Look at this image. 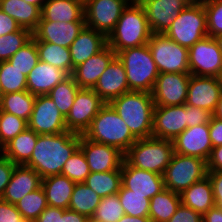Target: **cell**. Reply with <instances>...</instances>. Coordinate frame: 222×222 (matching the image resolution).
<instances>
[{"label":"cell","mask_w":222,"mask_h":222,"mask_svg":"<svg viewBox=\"0 0 222 222\" xmlns=\"http://www.w3.org/2000/svg\"><path fill=\"white\" fill-rule=\"evenodd\" d=\"M69 76L66 71L39 60L27 76V90L35 96L47 95Z\"/></svg>","instance_id":"obj_25"},{"label":"cell","mask_w":222,"mask_h":222,"mask_svg":"<svg viewBox=\"0 0 222 222\" xmlns=\"http://www.w3.org/2000/svg\"><path fill=\"white\" fill-rule=\"evenodd\" d=\"M79 142L80 135L70 131L38 135L31 158L24 165L36 170L42 179L59 175Z\"/></svg>","instance_id":"obj_1"},{"label":"cell","mask_w":222,"mask_h":222,"mask_svg":"<svg viewBox=\"0 0 222 222\" xmlns=\"http://www.w3.org/2000/svg\"><path fill=\"white\" fill-rule=\"evenodd\" d=\"M42 186V177L26 165H15L13 174L5 188L2 200L16 204L22 197Z\"/></svg>","instance_id":"obj_24"},{"label":"cell","mask_w":222,"mask_h":222,"mask_svg":"<svg viewBox=\"0 0 222 222\" xmlns=\"http://www.w3.org/2000/svg\"><path fill=\"white\" fill-rule=\"evenodd\" d=\"M41 17L50 22H85L84 7L77 0H46Z\"/></svg>","instance_id":"obj_27"},{"label":"cell","mask_w":222,"mask_h":222,"mask_svg":"<svg viewBox=\"0 0 222 222\" xmlns=\"http://www.w3.org/2000/svg\"><path fill=\"white\" fill-rule=\"evenodd\" d=\"M131 1L92 0L84 7L86 27L94 29L108 37L120 19L123 10Z\"/></svg>","instance_id":"obj_12"},{"label":"cell","mask_w":222,"mask_h":222,"mask_svg":"<svg viewBox=\"0 0 222 222\" xmlns=\"http://www.w3.org/2000/svg\"><path fill=\"white\" fill-rule=\"evenodd\" d=\"M106 103L93 89L80 88L66 117L67 130L84 135L92 120Z\"/></svg>","instance_id":"obj_11"},{"label":"cell","mask_w":222,"mask_h":222,"mask_svg":"<svg viewBox=\"0 0 222 222\" xmlns=\"http://www.w3.org/2000/svg\"><path fill=\"white\" fill-rule=\"evenodd\" d=\"M15 205L27 222H34L48 206L44 189L41 186L26 194Z\"/></svg>","instance_id":"obj_38"},{"label":"cell","mask_w":222,"mask_h":222,"mask_svg":"<svg viewBox=\"0 0 222 222\" xmlns=\"http://www.w3.org/2000/svg\"><path fill=\"white\" fill-rule=\"evenodd\" d=\"M180 204V194L164 188L150 199L149 218L152 222H167Z\"/></svg>","instance_id":"obj_32"},{"label":"cell","mask_w":222,"mask_h":222,"mask_svg":"<svg viewBox=\"0 0 222 222\" xmlns=\"http://www.w3.org/2000/svg\"><path fill=\"white\" fill-rule=\"evenodd\" d=\"M37 139L38 134L28 127L7 143L1 153L14 164L23 165L31 158Z\"/></svg>","instance_id":"obj_31"},{"label":"cell","mask_w":222,"mask_h":222,"mask_svg":"<svg viewBox=\"0 0 222 222\" xmlns=\"http://www.w3.org/2000/svg\"><path fill=\"white\" fill-rule=\"evenodd\" d=\"M216 40L218 41V44L220 46V49L222 51V34L216 37Z\"/></svg>","instance_id":"obj_63"},{"label":"cell","mask_w":222,"mask_h":222,"mask_svg":"<svg viewBox=\"0 0 222 222\" xmlns=\"http://www.w3.org/2000/svg\"><path fill=\"white\" fill-rule=\"evenodd\" d=\"M124 214L118 194H113L101 198L92 217L104 222H118Z\"/></svg>","instance_id":"obj_45"},{"label":"cell","mask_w":222,"mask_h":222,"mask_svg":"<svg viewBox=\"0 0 222 222\" xmlns=\"http://www.w3.org/2000/svg\"><path fill=\"white\" fill-rule=\"evenodd\" d=\"M186 128V104L155 106L152 137L173 141Z\"/></svg>","instance_id":"obj_17"},{"label":"cell","mask_w":222,"mask_h":222,"mask_svg":"<svg viewBox=\"0 0 222 222\" xmlns=\"http://www.w3.org/2000/svg\"><path fill=\"white\" fill-rule=\"evenodd\" d=\"M93 90L105 103L129 91L126 70L123 63L116 56L99 77Z\"/></svg>","instance_id":"obj_22"},{"label":"cell","mask_w":222,"mask_h":222,"mask_svg":"<svg viewBox=\"0 0 222 222\" xmlns=\"http://www.w3.org/2000/svg\"><path fill=\"white\" fill-rule=\"evenodd\" d=\"M207 161L195 156L174 153L163 173L165 189L182 193L207 176Z\"/></svg>","instance_id":"obj_8"},{"label":"cell","mask_w":222,"mask_h":222,"mask_svg":"<svg viewBox=\"0 0 222 222\" xmlns=\"http://www.w3.org/2000/svg\"><path fill=\"white\" fill-rule=\"evenodd\" d=\"M86 222H104V221L98 220L94 217H87Z\"/></svg>","instance_id":"obj_61"},{"label":"cell","mask_w":222,"mask_h":222,"mask_svg":"<svg viewBox=\"0 0 222 222\" xmlns=\"http://www.w3.org/2000/svg\"><path fill=\"white\" fill-rule=\"evenodd\" d=\"M101 198L117 194L121 188V169L107 172H91L85 182Z\"/></svg>","instance_id":"obj_35"},{"label":"cell","mask_w":222,"mask_h":222,"mask_svg":"<svg viewBox=\"0 0 222 222\" xmlns=\"http://www.w3.org/2000/svg\"><path fill=\"white\" fill-rule=\"evenodd\" d=\"M190 77V73H159L151 92L155 106L185 104Z\"/></svg>","instance_id":"obj_14"},{"label":"cell","mask_w":222,"mask_h":222,"mask_svg":"<svg viewBox=\"0 0 222 222\" xmlns=\"http://www.w3.org/2000/svg\"><path fill=\"white\" fill-rule=\"evenodd\" d=\"M86 220L87 217L85 215L70 209H65L60 217V222H86Z\"/></svg>","instance_id":"obj_56"},{"label":"cell","mask_w":222,"mask_h":222,"mask_svg":"<svg viewBox=\"0 0 222 222\" xmlns=\"http://www.w3.org/2000/svg\"><path fill=\"white\" fill-rule=\"evenodd\" d=\"M2 97H3V92H2V89H1V85H0V103H1Z\"/></svg>","instance_id":"obj_64"},{"label":"cell","mask_w":222,"mask_h":222,"mask_svg":"<svg viewBox=\"0 0 222 222\" xmlns=\"http://www.w3.org/2000/svg\"><path fill=\"white\" fill-rule=\"evenodd\" d=\"M190 74L222 78V51L216 38L206 36L188 49Z\"/></svg>","instance_id":"obj_10"},{"label":"cell","mask_w":222,"mask_h":222,"mask_svg":"<svg viewBox=\"0 0 222 222\" xmlns=\"http://www.w3.org/2000/svg\"><path fill=\"white\" fill-rule=\"evenodd\" d=\"M24 1H26L29 4L37 6L41 10L46 0H24Z\"/></svg>","instance_id":"obj_60"},{"label":"cell","mask_w":222,"mask_h":222,"mask_svg":"<svg viewBox=\"0 0 222 222\" xmlns=\"http://www.w3.org/2000/svg\"><path fill=\"white\" fill-rule=\"evenodd\" d=\"M174 153L208 161L212 152L209 123L186 128L174 140Z\"/></svg>","instance_id":"obj_19"},{"label":"cell","mask_w":222,"mask_h":222,"mask_svg":"<svg viewBox=\"0 0 222 222\" xmlns=\"http://www.w3.org/2000/svg\"><path fill=\"white\" fill-rule=\"evenodd\" d=\"M32 37V32L25 28L0 36V61H8Z\"/></svg>","instance_id":"obj_41"},{"label":"cell","mask_w":222,"mask_h":222,"mask_svg":"<svg viewBox=\"0 0 222 222\" xmlns=\"http://www.w3.org/2000/svg\"><path fill=\"white\" fill-rule=\"evenodd\" d=\"M84 136L91 141L114 146L123 153L137 141L128 126L108 103L100 109Z\"/></svg>","instance_id":"obj_4"},{"label":"cell","mask_w":222,"mask_h":222,"mask_svg":"<svg viewBox=\"0 0 222 222\" xmlns=\"http://www.w3.org/2000/svg\"><path fill=\"white\" fill-rule=\"evenodd\" d=\"M173 154V141L149 137L137 139L124 153V160L135 168L163 175Z\"/></svg>","instance_id":"obj_6"},{"label":"cell","mask_w":222,"mask_h":222,"mask_svg":"<svg viewBox=\"0 0 222 222\" xmlns=\"http://www.w3.org/2000/svg\"><path fill=\"white\" fill-rule=\"evenodd\" d=\"M151 35L143 7L137 0H132L107 37V45L117 54L124 49L147 44Z\"/></svg>","instance_id":"obj_3"},{"label":"cell","mask_w":222,"mask_h":222,"mask_svg":"<svg viewBox=\"0 0 222 222\" xmlns=\"http://www.w3.org/2000/svg\"><path fill=\"white\" fill-rule=\"evenodd\" d=\"M212 188L215 206L222 209V171H208Z\"/></svg>","instance_id":"obj_51"},{"label":"cell","mask_w":222,"mask_h":222,"mask_svg":"<svg viewBox=\"0 0 222 222\" xmlns=\"http://www.w3.org/2000/svg\"><path fill=\"white\" fill-rule=\"evenodd\" d=\"M79 148L82 150L91 172L121 169L124 153L118 148L91 141L84 135H80Z\"/></svg>","instance_id":"obj_16"},{"label":"cell","mask_w":222,"mask_h":222,"mask_svg":"<svg viewBox=\"0 0 222 222\" xmlns=\"http://www.w3.org/2000/svg\"><path fill=\"white\" fill-rule=\"evenodd\" d=\"M147 45L159 73H190L188 49L164 33H152Z\"/></svg>","instance_id":"obj_9"},{"label":"cell","mask_w":222,"mask_h":222,"mask_svg":"<svg viewBox=\"0 0 222 222\" xmlns=\"http://www.w3.org/2000/svg\"><path fill=\"white\" fill-rule=\"evenodd\" d=\"M13 67H16L25 76L36 66L39 56L36 48V40L32 39L20 48L9 60Z\"/></svg>","instance_id":"obj_43"},{"label":"cell","mask_w":222,"mask_h":222,"mask_svg":"<svg viewBox=\"0 0 222 222\" xmlns=\"http://www.w3.org/2000/svg\"><path fill=\"white\" fill-rule=\"evenodd\" d=\"M109 104L136 139L152 137L155 104L151 93L128 91Z\"/></svg>","instance_id":"obj_2"},{"label":"cell","mask_w":222,"mask_h":222,"mask_svg":"<svg viewBox=\"0 0 222 222\" xmlns=\"http://www.w3.org/2000/svg\"><path fill=\"white\" fill-rule=\"evenodd\" d=\"M208 171H222V145L213 147L207 161Z\"/></svg>","instance_id":"obj_55"},{"label":"cell","mask_w":222,"mask_h":222,"mask_svg":"<svg viewBox=\"0 0 222 222\" xmlns=\"http://www.w3.org/2000/svg\"><path fill=\"white\" fill-rule=\"evenodd\" d=\"M116 56L123 63L129 91L151 93L159 76L156 63L147 44L119 51Z\"/></svg>","instance_id":"obj_5"},{"label":"cell","mask_w":222,"mask_h":222,"mask_svg":"<svg viewBox=\"0 0 222 222\" xmlns=\"http://www.w3.org/2000/svg\"><path fill=\"white\" fill-rule=\"evenodd\" d=\"M0 222H27L16 205L0 199Z\"/></svg>","instance_id":"obj_49"},{"label":"cell","mask_w":222,"mask_h":222,"mask_svg":"<svg viewBox=\"0 0 222 222\" xmlns=\"http://www.w3.org/2000/svg\"><path fill=\"white\" fill-rule=\"evenodd\" d=\"M39 60L66 71L72 75V59L69 48L51 42L36 41Z\"/></svg>","instance_id":"obj_34"},{"label":"cell","mask_w":222,"mask_h":222,"mask_svg":"<svg viewBox=\"0 0 222 222\" xmlns=\"http://www.w3.org/2000/svg\"><path fill=\"white\" fill-rule=\"evenodd\" d=\"M65 209L47 206L34 222H60Z\"/></svg>","instance_id":"obj_54"},{"label":"cell","mask_w":222,"mask_h":222,"mask_svg":"<svg viewBox=\"0 0 222 222\" xmlns=\"http://www.w3.org/2000/svg\"><path fill=\"white\" fill-rule=\"evenodd\" d=\"M118 222H152L149 217H135L124 214Z\"/></svg>","instance_id":"obj_58"},{"label":"cell","mask_w":222,"mask_h":222,"mask_svg":"<svg viewBox=\"0 0 222 222\" xmlns=\"http://www.w3.org/2000/svg\"><path fill=\"white\" fill-rule=\"evenodd\" d=\"M152 33H165L179 13L194 0H137Z\"/></svg>","instance_id":"obj_15"},{"label":"cell","mask_w":222,"mask_h":222,"mask_svg":"<svg viewBox=\"0 0 222 222\" xmlns=\"http://www.w3.org/2000/svg\"><path fill=\"white\" fill-rule=\"evenodd\" d=\"M213 117L222 120V93L220 95L219 101L217 103V106L213 112Z\"/></svg>","instance_id":"obj_59"},{"label":"cell","mask_w":222,"mask_h":222,"mask_svg":"<svg viewBox=\"0 0 222 222\" xmlns=\"http://www.w3.org/2000/svg\"><path fill=\"white\" fill-rule=\"evenodd\" d=\"M100 201L101 197L85 183H76L68 209L92 217Z\"/></svg>","instance_id":"obj_36"},{"label":"cell","mask_w":222,"mask_h":222,"mask_svg":"<svg viewBox=\"0 0 222 222\" xmlns=\"http://www.w3.org/2000/svg\"><path fill=\"white\" fill-rule=\"evenodd\" d=\"M80 87L76 84L72 75L58 83L48 94L56 104L58 110L66 118L74 103L75 96Z\"/></svg>","instance_id":"obj_37"},{"label":"cell","mask_w":222,"mask_h":222,"mask_svg":"<svg viewBox=\"0 0 222 222\" xmlns=\"http://www.w3.org/2000/svg\"><path fill=\"white\" fill-rule=\"evenodd\" d=\"M26 128H28L26 120L0 110V153L7 143Z\"/></svg>","instance_id":"obj_44"},{"label":"cell","mask_w":222,"mask_h":222,"mask_svg":"<svg viewBox=\"0 0 222 222\" xmlns=\"http://www.w3.org/2000/svg\"><path fill=\"white\" fill-rule=\"evenodd\" d=\"M202 222H222V209L217 206L210 208L202 216Z\"/></svg>","instance_id":"obj_57"},{"label":"cell","mask_w":222,"mask_h":222,"mask_svg":"<svg viewBox=\"0 0 222 222\" xmlns=\"http://www.w3.org/2000/svg\"><path fill=\"white\" fill-rule=\"evenodd\" d=\"M121 184L124 188L132 190V193L144 195L148 199L165 188L163 175L135 168L125 160L121 166Z\"/></svg>","instance_id":"obj_20"},{"label":"cell","mask_w":222,"mask_h":222,"mask_svg":"<svg viewBox=\"0 0 222 222\" xmlns=\"http://www.w3.org/2000/svg\"><path fill=\"white\" fill-rule=\"evenodd\" d=\"M187 128L201 124H207L211 121L213 114L199 107L186 105Z\"/></svg>","instance_id":"obj_47"},{"label":"cell","mask_w":222,"mask_h":222,"mask_svg":"<svg viewBox=\"0 0 222 222\" xmlns=\"http://www.w3.org/2000/svg\"><path fill=\"white\" fill-rule=\"evenodd\" d=\"M106 46L107 37L105 35L85 26L69 47L72 73L75 67L102 51Z\"/></svg>","instance_id":"obj_26"},{"label":"cell","mask_w":222,"mask_h":222,"mask_svg":"<svg viewBox=\"0 0 222 222\" xmlns=\"http://www.w3.org/2000/svg\"><path fill=\"white\" fill-rule=\"evenodd\" d=\"M90 173L87 160L78 147L63 165L61 175L67 176L75 183H84Z\"/></svg>","instance_id":"obj_42"},{"label":"cell","mask_w":222,"mask_h":222,"mask_svg":"<svg viewBox=\"0 0 222 222\" xmlns=\"http://www.w3.org/2000/svg\"><path fill=\"white\" fill-rule=\"evenodd\" d=\"M167 222H202V215L181 203Z\"/></svg>","instance_id":"obj_50"},{"label":"cell","mask_w":222,"mask_h":222,"mask_svg":"<svg viewBox=\"0 0 222 222\" xmlns=\"http://www.w3.org/2000/svg\"><path fill=\"white\" fill-rule=\"evenodd\" d=\"M75 182L64 175H53L42 179L48 206L68 209Z\"/></svg>","instance_id":"obj_29"},{"label":"cell","mask_w":222,"mask_h":222,"mask_svg":"<svg viewBox=\"0 0 222 222\" xmlns=\"http://www.w3.org/2000/svg\"><path fill=\"white\" fill-rule=\"evenodd\" d=\"M207 20L208 36L216 38L222 34V0H203Z\"/></svg>","instance_id":"obj_46"},{"label":"cell","mask_w":222,"mask_h":222,"mask_svg":"<svg viewBox=\"0 0 222 222\" xmlns=\"http://www.w3.org/2000/svg\"><path fill=\"white\" fill-rule=\"evenodd\" d=\"M36 96L28 90L3 94L0 110L29 121Z\"/></svg>","instance_id":"obj_33"},{"label":"cell","mask_w":222,"mask_h":222,"mask_svg":"<svg viewBox=\"0 0 222 222\" xmlns=\"http://www.w3.org/2000/svg\"><path fill=\"white\" fill-rule=\"evenodd\" d=\"M116 53L107 45L102 51L74 68L72 76L80 88L93 89Z\"/></svg>","instance_id":"obj_23"},{"label":"cell","mask_w":222,"mask_h":222,"mask_svg":"<svg viewBox=\"0 0 222 222\" xmlns=\"http://www.w3.org/2000/svg\"><path fill=\"white\" fill-rule=\"evenodd\" d=\"M181 203L202 216L215 206L213 188L208 176L180 193Z\"/></svg>","instance_id":"obj_28"},{"label":"cell","mask_w":222,"mask_h":222,"mask_svg":"<svg viewBox=\"0 0 222 222\" xmlns=\"http://www.w3.org/2000/svg\"><path fill=\"white\" fill-rule=\"evenodd\" d=\"M15 165L10 159L0 153V199L13 174Z\"/></svg>","instance_id":"obj_48"},{"label":"cell","mask_w":222,"mask_h":222,"mask_svg":"<svg viewBox=\"0 0 222 222\" xmlns=\"http://www.w3.org/2000/svg\"><path fill=\"white\" fill-rule=\"evenodd\" d=\"M85 26V22H50L41 17L32 36L36 41L69 48Z\"/></svg>","instance_id":"obj_21"},{"label":"cell","mask_w":222,"mask_h":222,"mask_svg":"<svg viewBox=\"0 0 222 222\" xmlns=\"http://www.w3.org/2000/svg\"><path fill=\"white\" fill-rule=\"evenodd\" d=\"M21 27L17 24V22L8 14L4 13L0 9V36L7 35L11 32H16Z\"/></svg>","instance_id":"obj_53"},{"label":"cell","mask_w":222,"mask_h":222,"mask_svg":"<svg viewBox=\"0 0 222 222\" xmlns=\"http://www.w3.org/2000/svg\"><path fill=\"white\" fill-rule=\"evenodd\" d=\"M164 34L187 49L197 41L208 36L206 13L203 3L201 1H192L179 13Z\"/></svg>","instance_id":"obj_7"},{"label":"cell","mask_w":222,"mask_h":222,"mask_svg":"<svg viewBox=\"0 0 222 222\" xmlns=\"http://www.w3.org/2000/svg\"><path fill=\"white\" fill-rule=\"evenodd\" d=\"M83 7H85L88 3H90L92 0H77Z\"/></svg>","instance_id":"obj_62"},{"label":"cell","mask_w":222,"mask_h":222,"mask_svg":"<svg viewBox=\"0 0 222 222\" xmlns=\"http://www.w3.org/2000/svg\"><path fill=\"white\" fill-rule=\"evenodd\" d=\"M117 194L126 215L149 217L150 199L145 198L144 195L132 193V190H128L122 185Z\"/></svg>","instance_id":"obj_39"},{"label":"cell","mask_w":222,"mask_h":222,"mask_svg":"<svg viewBox=\"0 0 222 222\" xmlns=\"http://www.w3.org/2000/svg\"><path fill=\"white\" fill-rule=\"evenodd\" d=\"M209 136L213 147L222 145V120L212 116L209 122Z\"/></svg>","instance_id":"obj_52"},{"label":"cell","mask_w":222,"mask_h":222,"mask_svg":"<svg viewBox=\"0 0 222 222\" xmlns=\"http://www.w3.org/2000/svg\"><path fill=\"white\" fill-rule=\"evenodd\" d=\"M28 127L38 135L59 134L68 131L66 118L47 95L36 96Z\"/></svg>","instance_id":"obj_13"},{"label":"cell","mask_w":222,"mask_h":222,"mask_svg":"<svg viewBox=\"0 0 222 222\" xmlns=\"http://www.w3.org/2000/svg\"><path fill=\"white\" fill-rule=\"evenodd\" d=\"M0 85L3 94L27 90V76L9 61H0Z\"/></svg>","instance_id":"obj_40"},{"label":"cell","mask_w":222,"mask_h":222,"mask_svg":"<svg viewBox=\"0 0 222 222\" xmlns=\"http://www.w3.org/2000/svg\"><path fill=\"white\" fill-rule=\"evenodd\" d=\"M221 93L222 78L191 75L185 104L213 114Z\"/></svg>","instance_id":"obj_18"},{"label":"cell","mask_w":222,"mask_h":222,"mask_svg":"<svg viewBox=\"0 0 222 222\" xmlns=\"http://www.w3.org/2000/svg\"><path fill=\"white\" fill-rule=\"evenodd\" d=\"M0 9L11 16L21 28L33 32L41 18V10L24 0H1Z\"/></svg>","instance_id":"obj_30"}]
</instances>
